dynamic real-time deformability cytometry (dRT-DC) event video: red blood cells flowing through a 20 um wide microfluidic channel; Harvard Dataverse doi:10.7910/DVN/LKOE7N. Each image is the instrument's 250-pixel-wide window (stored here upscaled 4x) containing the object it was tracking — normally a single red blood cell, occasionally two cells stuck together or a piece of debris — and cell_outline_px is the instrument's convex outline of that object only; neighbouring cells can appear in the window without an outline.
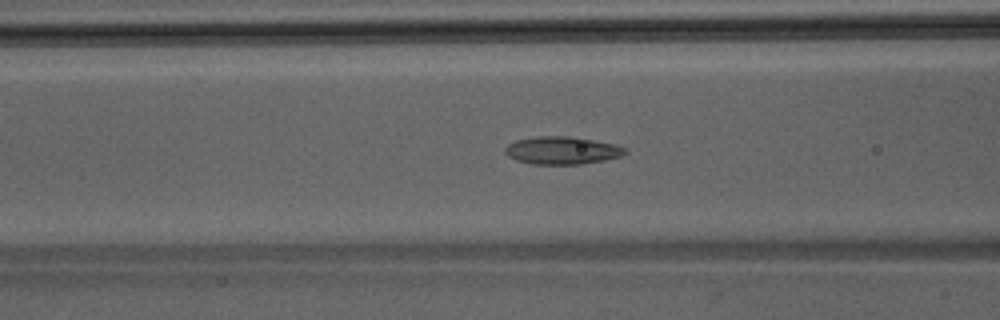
{"species": "Egyptian fruit bat (a non-hibernating species)", "species_latin": "Rousettus aegyptiacus", "temperature_condition": "room temperature", "stored_images_in_passage": 39, "camera_frame_rate_fps": 3000, "um_per_image_px": 0.085, "animal": {"sex": "male"}, "frame": {"image": 1, "passage_image": 11, "time_ms": 3.333, "image_size_px": [1000, 320], "cell_outline_px": [[628, 152], [620, 156], [604, 160], [580, 164], [532, 164], [516, 160], [508, 156], [504, 152], [504, 148], [508, 144], [516, 140], [536, 136], [568, 136], [616, 144], [628, 148]], "centroid_in_image_um": [47.77, 12.78], "position_along_channel_um": 118.8, "area_um2": 19.42}}
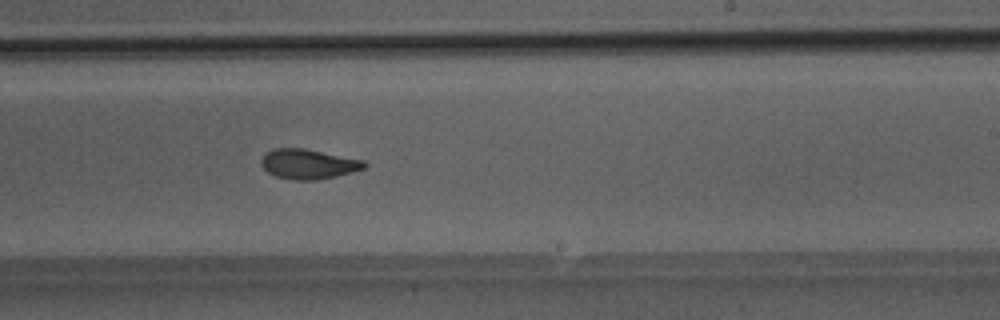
{"frame": {"image": 2, "passage_image": 21, "time_ms": 6.667, "image_size_px": [1000, 320], "cell_outline_px": [[368, 168], [336, 176], [316, 180], [292, 180], [276, 176], [268, 172], [260, 164], [260, 160], [272, 148], [304, 148], [364, 160], [368, 164]], "centroid_in_image_um": [26.24, 13.94], "position_along_channel_um": 262.8, "area_um2": 18.03}}
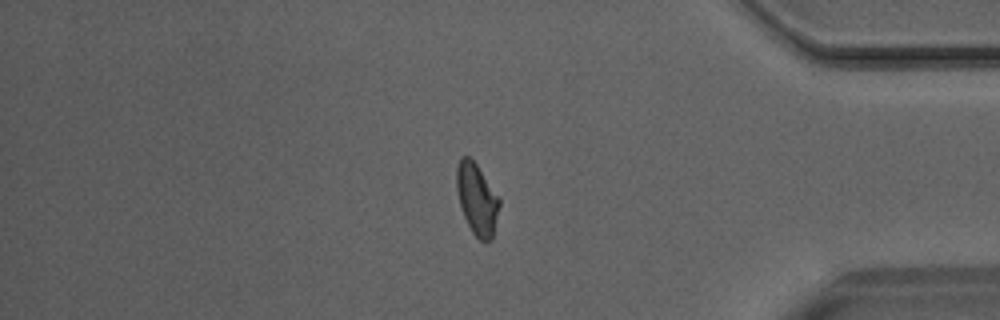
{"frame": {"image": 3, "passage_image": 32, "time_ms": 10.333, "image_size_px": [1000, 320], "cell_outline_px": [[500, 204], [492, 240], [480, 240], [472, 232], [464, 216], [460, 204], [456, 188], [456, 168], [460, 156], [468, 156], [476, 164], [500, 200]], "centroid_in_image_um": [40.52, 16.92], "position_along_channel_um": 394.7, "area_um2": 17.46}}